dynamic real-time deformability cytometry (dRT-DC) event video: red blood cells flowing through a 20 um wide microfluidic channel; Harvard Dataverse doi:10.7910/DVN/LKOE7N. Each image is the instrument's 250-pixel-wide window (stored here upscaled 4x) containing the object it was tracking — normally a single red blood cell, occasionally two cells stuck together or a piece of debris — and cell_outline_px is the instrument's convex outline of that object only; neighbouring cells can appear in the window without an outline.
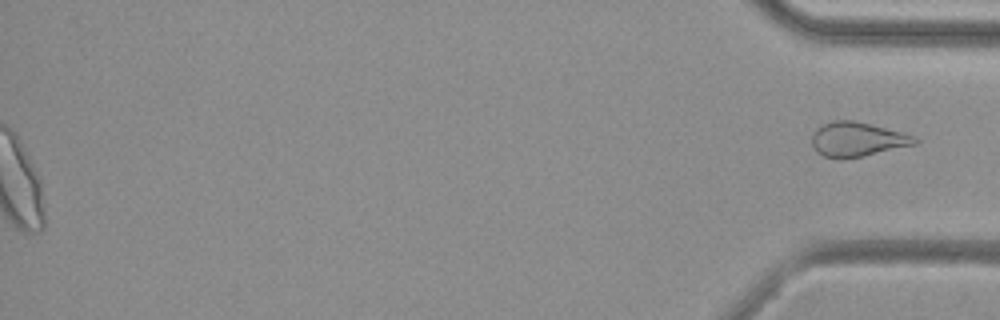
{"species": "common noctule bat (a hibernating species)", "species_latin": "Nyctalus noctula", "temperature_condition": "cold", "stored_images_in_passage": 45, "segment_of_instrument_passage": [2, 2], "camera_frame_rate_fps": 3000, "um_per_image_px": 0.085, "animal": {"sex": "female", "body_mass_g": 29.2, "forearm_length_mm": 56.3}, "frame": {"image": 1, "passage_image": 45, "time_ms": 14.667, "image_size_px": [1000, 320], "cell_outline_px": [[920, 140], [916, 144], [860, 156], [840, 160], [824, 156], [816, 152], [812, 144], [812, 136], [816, 128], [820, 124], [832, 120], [852, 120], [904, 132], [916, 136]], "centroid_in_image_um": [72.85, 11.83], "position_along_channel_um": 362.4, "area_um2": 20.75}}